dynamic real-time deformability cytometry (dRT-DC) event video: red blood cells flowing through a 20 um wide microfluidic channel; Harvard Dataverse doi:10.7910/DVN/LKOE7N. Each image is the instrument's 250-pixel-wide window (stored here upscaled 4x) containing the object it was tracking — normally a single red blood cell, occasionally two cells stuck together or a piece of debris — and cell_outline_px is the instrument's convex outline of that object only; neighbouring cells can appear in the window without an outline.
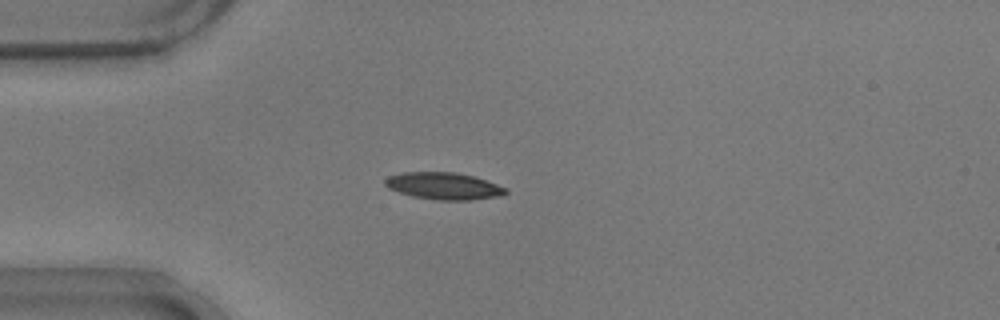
{"species": "common noctule bat (a hibernating species)", "species_latin": "Nyctalus noctula", "temperature_condition": "warm", "stored_images_in_passage": 41, "camera_frame_rate_fps": 3000, "um_per_image_px": 0.085, "animal": {"sex": "male", "body_mass_g": 17.9}, "frame": {"image": 1, "passage_image": 1, "time_ms": 0.0, "image_size_px": [1000, 320], "cell_outline_px": [[508, 192], [496, 196], [468, 200], [440, 200], [412, 196], [388, 188], [384, 184], [384, 180], [388, 176], [404, 172], [456, 172], [472, 176], [508, 188]], "centroid_in_image_um": [37.68, 15.8], "position_along_channel_um": 47.3, "area_um2": 18.73}}
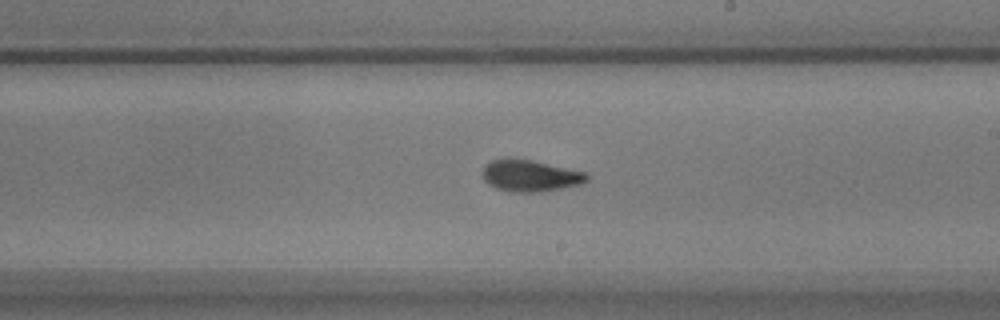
{"frame": {"image": 2, "passage_image": 18, "time_ms": 5.667, "image_size_px": [1000, 320], "cell_outline_px": [[588, 180], [580, 184], [540, 192], [512, 192], [496, 188], [488, 184], [484, 180], [480, 172], [484, 164], [492, 160], [508, 156], [532, 160], [584, 172], [588, 176]], "centroid_in_image_um": [44.97, 14.91], "position_along_channel_um": 244.0, "area_um2": 19.48}}
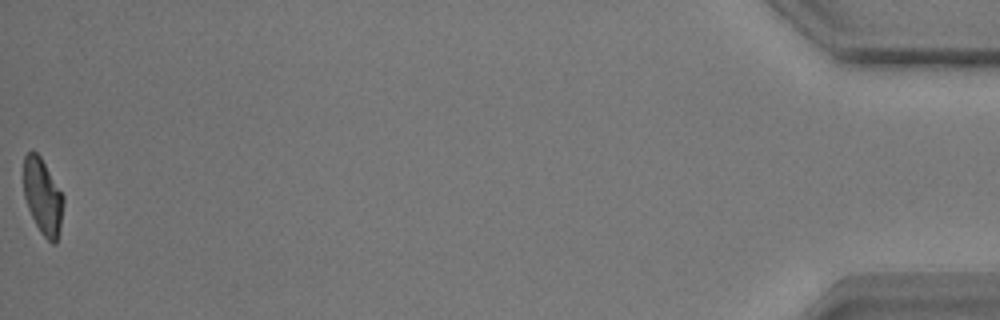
{"frame": {"image": 3, "passage_image": 41, "time_ms": 13.333, "image_size_px": [1000, 320], "cell_outline_px": [[64, 200], [60, 228], [56, 244], [52, 244], [40, 232], [28, 208], [24, 196], [24, 156], [32, 148], [40, 156], [64, 196]], "centroid_in_image_um": [3.64, 16.7], "position_along_channel_um": 431.6, "area_um2": 17.51}, "authors_computed_cell_mechanics": {"area_um2": 18.7272, "velocity_mm_per_s": 3.7213, "shape_relaxation_time_tau1_ms": 4.1219, "shape_relaxation_time_tau2_ms": 2.0081, "deformation_change_tau1": 0.165, "deformation_change_tau2": 0.0762}}